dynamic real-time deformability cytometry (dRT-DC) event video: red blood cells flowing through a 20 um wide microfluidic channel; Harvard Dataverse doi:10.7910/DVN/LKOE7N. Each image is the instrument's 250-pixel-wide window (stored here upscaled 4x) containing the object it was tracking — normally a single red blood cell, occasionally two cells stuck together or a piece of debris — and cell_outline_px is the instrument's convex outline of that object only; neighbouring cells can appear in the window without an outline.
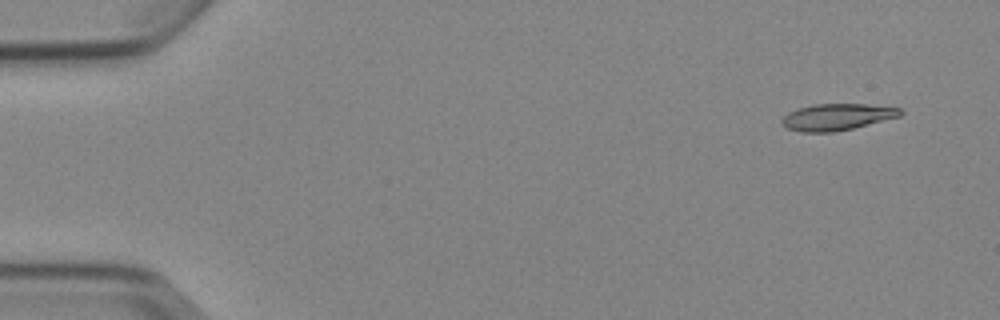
{"species": "Egyptian fruit bat (a non-hibernating species)", "species_latin": "Rousettus aegyptiacus", "temperature_condition": "cold", "stored_images_in_passage": 6, "camera_frame_rate_fps": 3000, "um_per_image_px": 0.085, "animal": {"sex": "female"}, "frame": {"image": 1, "passage_image": 2, "time_ms": 1.0, "image_size_px": [1000, 320], "cell_outline_px": [[904, 112], [900, 116], [852, 128], [832, 132], [800, 132], [788, 128], [780, 120], [788, 112], [796, 108], [816, 104], [864, 104], [900, 108]], "centroid_in_image_um": [71.12, 9.93], "position_along_channel_um": 13.9, "area_um2": 18.15}}
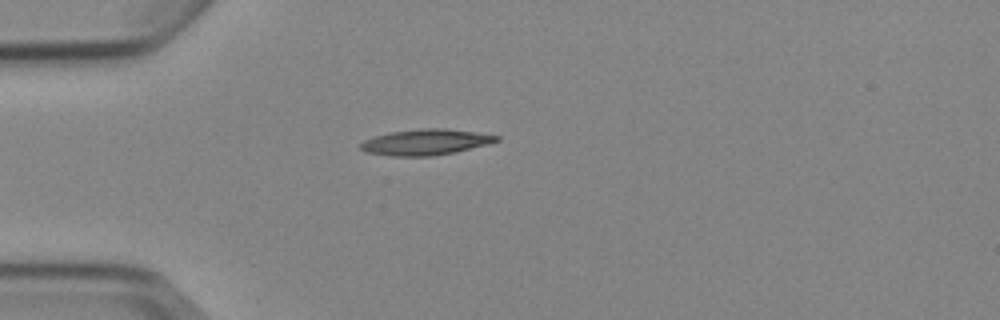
{"frame": {"image": 2, "passage_image": 5, "time_ms": 4.667, "image_size_px": [1000, 320], "cell_outline_px": [[500, 140], [488, 144], [452, 152], [432, 156], [392, 156], [368, 152], [360, 148], [360, 144], [364, 140], [372, 136], [392, 132], [420, 128], [444, 128], [476, 132], [500, 136]], "centroid_in_image_um": [36.17, 12.07], "position_along_channel_um": 48.8, "area_um2": 20.29}}